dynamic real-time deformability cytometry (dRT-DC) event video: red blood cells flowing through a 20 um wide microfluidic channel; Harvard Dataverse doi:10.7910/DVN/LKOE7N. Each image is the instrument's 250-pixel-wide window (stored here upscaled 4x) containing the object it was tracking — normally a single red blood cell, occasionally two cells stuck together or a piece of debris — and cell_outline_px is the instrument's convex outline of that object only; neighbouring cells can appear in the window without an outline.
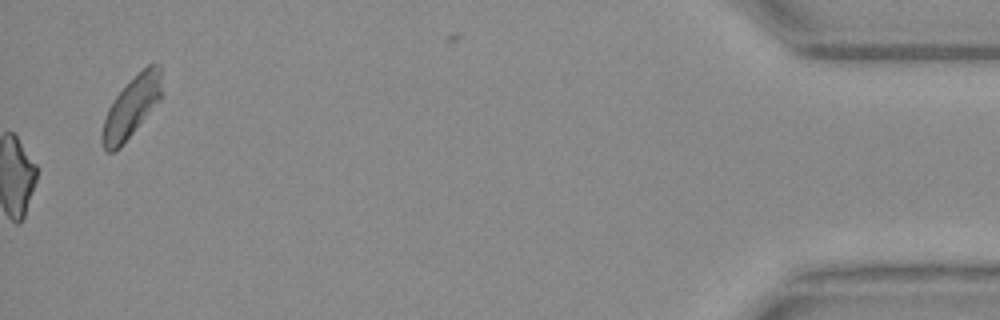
{"species": "Egyptian fruit bat (a non-hibernating species)", "species_latin": "Rousettus aegyptiacus", "temperature_condition": "warm", "stored_images_in_passage": 39, "camera_frame_rate_fps": 3000, "um_per_image_px": 0.085, "animal": {"sex": "female"}, "frame": {"image": 1, "passage_image": 39, "time_ms": 12.667, "image_size_px": [1000, 320], "cell_outline_px": [[160, 100], [120, 148], [112, 152], [108, 152], [104, 148], [100, 140], [100, 136], [104, 120], [108, 108], [116, 96], [148, 64], [160, 64]], "centroid_in_image_um": [11.14, 9.16], "position_along_channel_um": 424.1, "area_um2": 20.46}}